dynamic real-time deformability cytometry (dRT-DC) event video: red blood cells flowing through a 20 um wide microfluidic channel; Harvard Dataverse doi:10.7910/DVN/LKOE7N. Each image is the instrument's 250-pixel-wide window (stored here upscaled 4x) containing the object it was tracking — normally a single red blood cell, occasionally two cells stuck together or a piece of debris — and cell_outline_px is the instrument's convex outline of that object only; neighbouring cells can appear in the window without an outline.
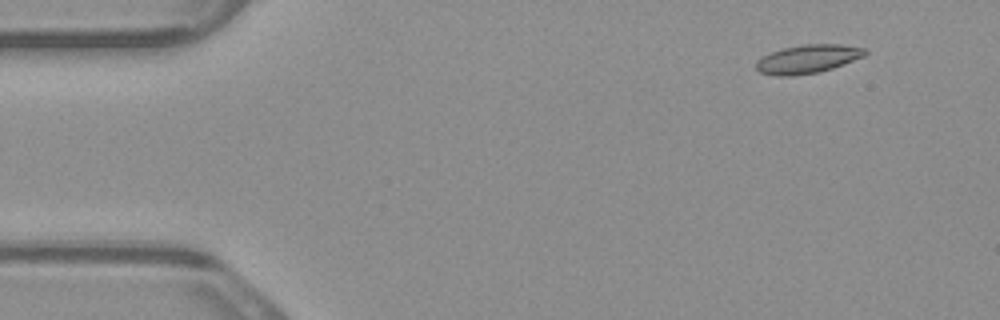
{"species": "common noctule bat (a hibernating species)", "species_latin": "Nyctalus noctula", "temperature_condition": "warm", "stored_images_in_passage": 5, "camera_frame_rate_fps": 3000, "um_per_image_px": 0.085, "animal": {"sex": "male", "body_mass_g": 23.1, "forearm_length_mm": 52.7}, "frame": {"image": 1, "passage_image": 2, "time_ms": 0.333, "image_size_px": [1000, 320], "cell_outline_px": [[868, 52], [864, 56], [844, 64], [820, 72], [792, 76], [776, 76], [760, 72], [756, 68], [756, 60], [772, 52], [784, 48], [804, 44], [840, 44], [864, 48]], "centroid_in_image_um": [68.66, 5.02], "position_along_channel_um": 16.3, "area_um2": 18.03}}